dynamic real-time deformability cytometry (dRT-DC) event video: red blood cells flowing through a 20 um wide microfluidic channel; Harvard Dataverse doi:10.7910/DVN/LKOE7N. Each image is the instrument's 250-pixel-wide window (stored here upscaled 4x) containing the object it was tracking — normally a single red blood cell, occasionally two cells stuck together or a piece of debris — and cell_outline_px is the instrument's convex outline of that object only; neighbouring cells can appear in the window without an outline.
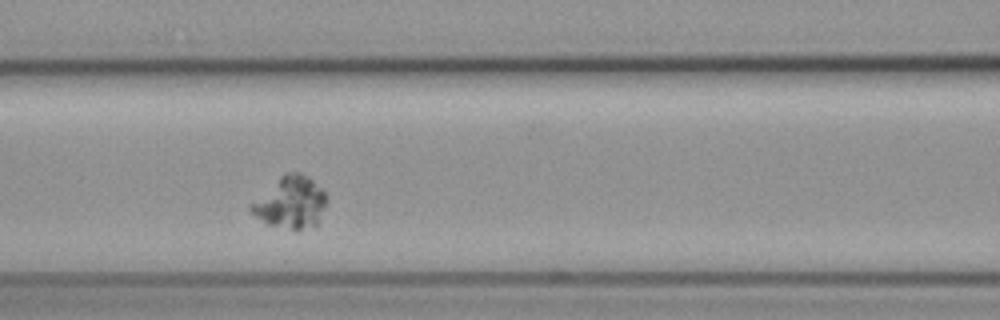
{"species": "common noctule bat (a hibernating species)", "species_latin": "Nyctalus noctula", "temperature_condition": "cold", "stored_images_in_passage": 40, "camera_frame_rate_fps": 3000, "um_per_image_px": 0.085, "animal": {"sex": "female", "body_mass_g": 19.3, "forearm_length_mm": 54.1}, "frame": {"image": 1, "passage_image": 12, "time_ms": 3.667, "image_size_px": [1000, 320], "cell_outline_px": [[328, 200], [320, 224], [300, 228], [292, 228], [268, 224], [256, 216], [248, 208], [248, 204], [284, 172], [300, 172], [312, 180], [328, 196]], "centroid_in_image_um": [24.71, 17.18], "position_along_channel_um": 141.9, "area_um2": 22.83}}
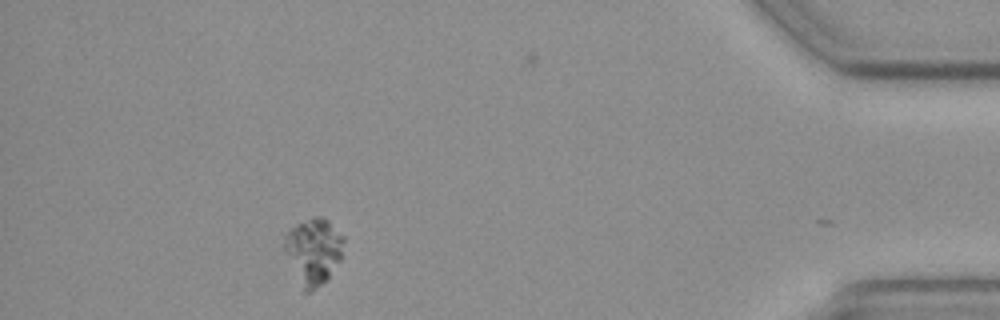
{"frame": {"image": 2, "passage_image": 39, "time_ms": 12.667, "image_size_px": [1000, 320], "cell_outline_px": [[344, 240], [340, 260], [328, 280], [312, 292], [304, 292], [284, 248], [284, 236], [288, 228], [312, 216], [320, 216], [328, 220], [344, 236]], "centroid_in_image_um": [26.66, 21.33], "position_along_channel_um": 408.5, "area_um2": 22.95}}